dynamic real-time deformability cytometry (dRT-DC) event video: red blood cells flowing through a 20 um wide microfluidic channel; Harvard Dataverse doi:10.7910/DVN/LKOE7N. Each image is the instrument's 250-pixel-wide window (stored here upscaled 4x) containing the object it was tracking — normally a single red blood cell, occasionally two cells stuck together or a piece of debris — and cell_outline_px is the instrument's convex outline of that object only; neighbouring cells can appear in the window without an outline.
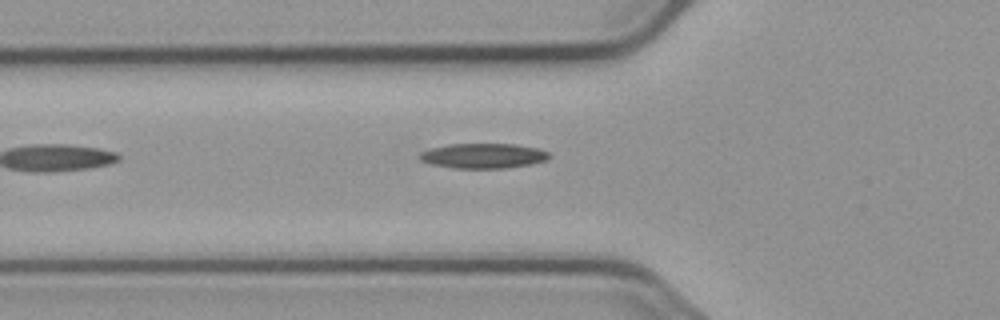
{"species": "common noctule bat (a hibernating species)", "species_latin": "Nyctalus noctula", "temperature_condition": "cold", "stored_images_in_passage": 3, "camera_frame_rate_fps": 3000, "um_per_image_px": 0.085, "animal": {"sex": "male", "body_mass_g": 23.1, "forearm_length_mm": 52.7}, "frame": {"image": 1, "passage_image": 3, "time_ms": 2.667, "image_size_px": [1000, 320], "cell_outline_px": [[548, 160], [532, 164], [508, 168], [452, 168], [432, 164], [420, 160], [416, 156], [420, 152], [428, 148], [448, 144], [516, 144], [536, 148], [548, 152]], "centroid_in_image_um": [41.03, 13.24], "position_along_channel_um": 84.8, "area_um2": 19.02}}